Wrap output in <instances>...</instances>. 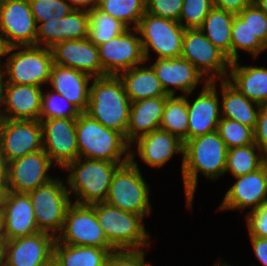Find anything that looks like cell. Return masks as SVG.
<instances>
[{
    "mask_svg": "<svg viewBox=\"0 0 267 266\" xmlns=\"http://www.w3.org/2000/svg\"><path fill=\"white\" fill-rule=\"evenodd\" d=\"M55 241L47 232L3 241L4 266H48L53 262Z\"/></svg>",
    "mask_w": 267,
    "mask_h": 266,
    "instance_id": "cell-15",
    "label": "cell"
},
{
    "mask_svg": "<svg viewBox=\"0 0 267 266\" xmlns=\"http://www.w3.org/2000/svg\"><path fill=\"white\" fill-rule=\"evenodd\" d=\"M92 80L85 113L106 128L121 133L126 139L131 101L121 79L106 75Z\"/></svg>",
    "mask_w": 267,
    "mask_h": 266,
    "instance_id": "cell-2",
    "label": "cell"
},
{
    "mask_svg": "<svg viewBox=\"0 0 267 266\" xmlns=\"http://www.w3.org/2000/svg\"><path fill=\"white\" fill-rule=\"evenodd\" d=\"M133 153L132 150L131 160L120 165L115 171L104 202L120 210L145 216L151 210L150 191L134 161Z\"/></svg>",
    "mask_w": 267,
    "mask_h": 266,
    "instance_id": "cell-6",
    "label": "cell"
},
{
    "mask_svg": "<svg viewBox=\"0 0 267 266\" xmlns=\"http://www.w3.org/2000/svg\"><path fill=\"white\" fill-rule=\"evenodd\" d=\"M235 15L232 12L213 7L199 27V30L204 33L205 37L223 51L230 61L232 24Z\"/></svg>",
    "mask_w": 267,
    "mask_h": 266,
    "instance_id": "cell-32",
    "label": "cell"
},
{
    "mask_svg": "<svg viewBox=\"0 0 267 266\" xmlns=\"http://www.w3.org/2000/svg\"><path fill=\"white\" fill-rule=\"evenodd\" d=\"M131 28L130 26L117 37L98 45L102 77L118 76L121 72L146 62L140 37L135 36Z\"/></svg>",
    "mask_w": 267,
    "mask_h": 266,
    "instance_id": "cell-14",
    "label": "cell"
},
{
    "mask_svg": "<svg viewBox=\"0 0 267 266\" xmlns=\"http://www.w3.org/2000/svg\"><path fill=\"white\" fill-rule=\"evenodd\" d=\"M50 157L40 150L7 163L8 191L28 193L53 178L47 175Z\"/></svg>",
    "mask_w": 267,
    "mask_h": 266,
    "instance_id": "cell-18",
    "label": "cell"
},
{
    "mask_svg": "<svg viewBox=\"0 0 267 266\" xmlns=\"http://www.w3.org/2000/svg\"><path fill=\"white\" fill-rule=\"evenodd\" d=\"M97 8L130 28H137L140 19L146 12V0H99Z\"/></svg>",
    "mask_w": 267,
    "mask_h": 266,
    "instance_id": "cell-36",
    "label": "cell"
},
{
    "mask_svg": "<svg viewBox=\"0 0 267 266\" xmlns=\"http://www.w3.org/2000/svg\"><path fill=\"white\" fill-rule=\"evenodd\" d=\"M80 113L81 112L62 95L56 92H48L47 94L43 92L40 119L77 118Z\"/></svg>",
    "mask_w": 267,
    "mask_h": 266,
    "instance_id": "cell-39",
    "label": "cell"
},
{
    "mask_svg": "<svg viewBox=\"0 0 267 266\" xmlns=\"http://www.w3.org/2000/svg\"><path fill=\"white\" fill-rule=\"evenodd\" d=\"M184 0H146V12L166 19L179 21Z\"/></svg>",
    "mask_w": 267,
    "mask_h": 266,
    "instance_id": "cell-43",
    "label": "cell"
},
{
    "mask_svg": "<svg viewBox=\"0 0 267 266\" xmlns=\"http://www.w3.org/2000/svg\"><path fill=\"white\" fill-rule=\"evenodd\" d=\"M60 181L52 179L28 192L38 230L52 231L50 233L55 237L61 232L67 208L72 203L68 187Z\"/></svg>",
    "mask_w": 267,
    "mask_h": 266,
    "instance_id": "cell-8",
    "label": "cell"
},
{
    "mask_svg": "<svg viewBox=\"0 0 267 266\" xmlns=\"http://www.w3.org/2000/svg\"><path fill=\"white\" fill-rule=\"evenodd\" d=\"M42 126L43 150L64 169L79 158L76 135V118L40 119Z\"/></svg>",
    "mask_w": 267,
    "mask_h": 266,
    "instance_id": "cell-13",
    "label": "cell"
},
{
    "mask_svg": "<svg viewBox=\"0 0 267 266\" xmlns=\"http://www.w3.org/2000/svg\"><path fill=\"white\" fill-rule=\"evenodd\" d=\"M221 93L223 118L238 121L254 130L262 105L249 100L227 79L221 80Z\"/></svg>",
    "mask_w": 267,
    "mask_h": 266,
    "instance_id": "cell-30",
    "label": "cell"
},
{
    "mask_svg": "<svg viewBox=\"0 0 267 266\" xmlns=\"http://www.w3.org/2000/svg\"><path fill=\"white\" fill-rule=\"evenodd\" d=\"M42 94L38 86L5 83L3 104L6 107L0 112V119L39 121Z\"/></svg>",
    "mask_w": 267,
    "mask_h": 266,
    "instance_id": "cell-23",
    "label": "cell"
},
{
    "mask_svg": "<svg viewBox=\"0 0 267 266\" xmlns=\"http://www.w3.org/2000/svg\"><path fill=\"white\" fill-rule=\"evenodd\" d=\"M88 39L96 46L110 41L128 29L121 21L103 13L97 7L88 11Z\"/></svg>",
    "mask_w": 267,
    "mask_h": 266,
    "instance_id": "cell-35",
    "label": "cell"
},
{
    "mask_svg": "<svg viewBox=\"0 0 267 266\" xmlns=\"http://www.w3.org/2000/svg\"><path fill=\"white\" fill-rule=\"evenodd\" d=\"M186 96L170 95L166 99L159 128L177 136L184 143L188 141L189 125Z\"/></svg>",
    "mask_w": 267,
    "mask_h": 266,
    "instance_id": "cell-33",
    "label": "cell"
},
{
    "mask_svg": "<svg viewBox=\"0 0 267 266\" xmlns=\"http://www.w3.org/2000/svg\"><path fill=\"white\" fill-rule=\"evenodd\" d=\"M2 72L3 70L0 68V108H1V105L3 104L4 85H5V79H3L5 75Z\"/></svg>",
    "mask_w": 267,
    "mask_h": 266,
    "instance_id": "cell-51",
    "label": "cell"
},
{
    "mask_svg": "<svg viewBox=\"0 0 267 266\" xmlns=\"http://www.w3.org/2000/svg\"><path fill=\"white\" fill-rule=\"evenodd\" d=\"M36 24L63 18L75 9L66 0H28Z\"/></svg>",
    "mask_w": 267,
    "mask_h": 266,
    "instance_id": "cell-40",
    "label": "cell"
},
{
    "mask_svg": "<svg viewBox=\"0 0 267 266\" xmlns=\"http://www.w3.org/2000/svg\"><path fill=\"white\" fill-rule=\"evenodd\" d=\"M85 160V161H84ZM78 158L64 170H70L67 184L70 191L80 196L77 204L104 202L108 196L112 177L117 168L125 163Z\"/></svg>",
    "mask_w": 267,
    "mask_h": 266,
    "instance_id": "cell-4",
    "label": "cell"
},
{
    "mask_svg": "<svg viewBox=\"0 0 267 266\" xmlns=\"http://www.w3.org/2000/svg\"><path fill=\"white\" fill-rule=\"evenodd\" d=\"M0 143L6 163L42 150L40 121L0 119Z\"/></svg>",
    "mask_w": 267,
    "mask_h": 266,
    "instance_id": "cell-12",
    "label": "cell"
},
{
    "mask_svg": "<svg viewBox=\"0 0 267 266\" xmlns=\"http://www.w3.org/2000/svg\"><path fill=\"white\" fill-rule=\"evenodd\" d=\"M267 48V14L254 2L237 14Z\"/></svg>",
    "mask_w": 267,
    "mask_h": 266,
    "instance_id": "cell-42",
    "label": "cell"
},
{
    "mask_svg": "<svg viewBox=\"0 0 267 266\" xmlns=\"http://www.w3.org/2000/svg\"><path fill=\"white\" fill-rule=\"evenodd\" d=\"M134 142H137L141 159L152 167H161L177 152L184 155V142L161 129L145 134Z\"/></svg>",
    "mask_w": 267,
    "mask_h": 266,
    "instance_id": "cell-27",
    "label": "cell"
},
{
    "mask_svg": "<svg viewBox=\"0 0 267 266\" xmlns=\"http://www.w3.org/2000/svg\"><path fill=\"white\" fill-rule=\"evenodd\" d=\"M90 205L95 210L108 243L115 250H142L150 245L149 235L142 225L144 216L120 210L106 202Z\"/></svg>",
    "mask_w": 267,
    "mask_h": 266,
    "instance_id": "cell-5",
    "label": "cell"
},
{
    "mask_svg": "<svg viewBox=\"0 0 267 266\" xmlns=\"http://www.w3.org/2000/svg\"><path fill=\"white\" fill-rule=\"evenodd\" d=\"M0 266H4V245H3V241L0 242Z\"/></svg>",
    "mask_w": 267,
    "mask_h": 266,
    "instance_id": "cell-55",
    "label": "cell"
},
{
    "mask_svg": "<svg viewBox=\"0 0 267 266\" xmlns=\"http://www.w3.org/2000/svg\"><path fill=\"white\" fill-rule=\"evenodd\" d=\"M252 2L253 0H213V5L237 15Z\"/></svg>",
    "mask_w": 267,
    "mask_h": 266,
    "instance_id": "cell-47",
    "label": "cell"
},
{
    "mask_svg": "<svg viewBox=\"0 0 267 266\" xmlns=\"http://www.w3.org/2000/svg\"><path fill=\"white\" fill-rule=\"evenodd\" d=\"M215 83L206 79L203 90L194 102L187 100L188 140L217 131L222 115Z\"/></svg>",
    "mask_w": 267,
    "mask_h": 266,
    "instance_id": "cell-21",
    "label": "cell"
},
{
    "mask_svg": "<svg viewBox=\"0 0 267 266\" xmlns=\"http://www.w3.org/2000/svg\"><path fill=\"white\" fill-rule=\"evenodd\" d=\"M48 266H57L54 262H52L51 264H49Z\"/></svg>",
    "mask_w": 267,
    "mask_h": 266,
    "instance_id": "cell-59",
    "label": "cell"
},
{
    "mask_svg": "<svg viewBox=\"0 0 267 266\" xmlns=\"http://www.w3.org/2000/svg\"><path fill=\"white\" fill-rule=\"evenodd\" d=\"M20 46L10 47L9 58L4 64L6 66L4 75L8 78L5 83L25 84L41 87L49 83L51 69L54 64L50 48L40 46H24L23 50L15 51Z\"/></svg>",
    "mask_w": 267,
    "mask_h": 266,
    "instance_id": "cell-7",
    "label": "cell"
},
{
    "mask_svg": "<svg viewBox=\"0 0 267 266\" xmlns=\"http://www.w3.org/2000/svg\"><path fill=\"white\" fill-rule=\"evenodd\" d=\"M56 240L75 246L113 248L98 222L94 208L89 204L69 205L62 230L56 236Z\"/></svg>",
    "mask_w": 267,
    "mask_h": 266,
    "instance_id": "cell-10",
    "label": "cell"
},
{
    "mask_svg": "<svg viewBox=\"0 0 267 266\" xmlns=\"http://www.w3.org/2000/svg\"><path fill=\"white\" fill-rule=\"evenodd\" d=\"M256 257L267 266V238L259 236H250Z\"/></svg>",
    "mask_w": 267,
    "mask_h": 266,
    "instance_id": "cell-48",
    "label": "cell"
},
{
    "mask_svg": "<svg viewBox=\"0 0 267 266\" xmlns=\"http://www.w3.org/2000/svg\"><path fill=\"white\" fill-rule=\"evenodd\" d=\"M217 132L226 144L227 149L254 143L253 129L235 120L221 117Z\"/></svg>",
    "mask_w": 267,
    "mask_h": 266,
    "instance_id": "cell-38",
    "label": "cell"
},
{
    "mask_svg": "<svg viewBox=\"0 0 267 266\" xmlns=\"http://www.w3.org/2000/svg\"><path fill=\"white\" fill-rule=\"evenodd\" d=\"M143 250H115L112 251L105 263V266H151L144 260Z\"/></svg>",
    "mask_w": 267,
    "mask_h": 266,
    "instance_id": "cell-44",
    "label": "cell"
},
{
    "mask_svg": "<svg viewBox=\"0 0 267 266\" xmlns=\"http://www.w3.org/2000/svg\"><path fill=\"white\" fill-rule=\"evenodd\" d=\"M79 158L127 163L131 160L130 144L125 137L103 126L85 112L76 118ZM124 157L122 158L123 154ZM122 158V159H121Z\"/></svg>",
    "mask_w": 267,
    "mask_h": 266,
    "instance_id": "cell-3",
    "label": "cell"
},
{
    "mask_svg": "<svg viewBox=\"0 0 267 266\" xmlns=\"http://www.w3.org/2000/svg\"><path fill=\"white\" fill-rule=\"evenodd\" d=\"M169 96L147 98L131 102L126 140L131 145L139 137L158 130L165 102Z\"/></svg>",
    "mask_w": 267,
    "mask_h": 266,
    "instance_id": "cell-26",
    "label": "cell"
},
{
    "mask_svg": "<svg viewBox=\"0 0 267 266\" xmlns=\"http://www.w3.org/2000/svg\"><path fill=\"white\" fill-rule=\"evenodd\" d=\"M238 49L245 50L253 57H257L267 48L258 40L256 35H253L248 25L238 15H235L231 35V62L238 60Z\"/></svg>",
    "mask_w": 267,
    "mask_h": 266,
    "instance_id": "cell-37",
    "label": "cell"
},
{
    "mask_svg": "<svg viewBox=\"0 0 267 266\" xmlns=\"http://www.w3.org/2000/svg\"><path fill=\"white\" fill-rule=\"evenodd\" d=\"M112 251H115V249L68 245L56 240L53 262L57 266H105L106 260Z\"/></svg>",
    "mask_w": 267,
    "mask_h": 266,
    "instance_id": "cell-31",
    "label": "cell"
},
{
    "mask_svg": "<svg viewBox=\"0 0 267 266\" xmlns=\"http://www.w3.org/2000/svg\"><path fill=\"white\" fill-rule=\"evenodd\" d=\"M91 79L93 77L77 69L53 64L49 82L54 92L62 95L82 113L88 107V84Z\"/></svg>",
    "mask_w": 267,
    "mask_h": 266,
    "instance_id": "cell-25",
    "label": "cell"
},
{
    "mask_svg": "<svg viewBox=\"0 0 267 266\" xmlns=\"http://www.w3.org/2000/svg\"><path fill=\"white\" fill-rule=\"evenodd\" d=\"M215 266H217V265H215ZM218 266H230L229 264L227 265V263H222V265H221V263L220 264H218Z\"/></svg>",
    "mask_w": 267,
    "mask_h": 266,
    "instance_id": "cell-58",
    "label": "cell"
},
{
    "mask_svg": "<svg viewBox=\"0 0 267 266\" xmlns=\"http://www.w3.org/2000/svg\"><path fill=\"white\" fill-rule=\"evenodd\" d=\"M213 7V0H184L178 22L185 29L199 28Z\"/></svg>",
    "mask_w": 267,
    "mask_h": 266,
    "instance_id": "cell-41",
    "label": "cell"
},
{
    "mask_svg": "<svg viewBox=\"0 0 267 266\" xmlns=\"http://www.w3.org/2000/svg\"><path fill=\"white\" fill-rule=\"evenodd\" d=\"M8 192V182H0V200Z\"/></svg>",
    "mask_w": 267,
    "mask_h": 266,
    "instance_id": "cell-54",
    "label": "cell"
},
{
    "mask_svg": "<svg viewBox=\"0 0 267 266\" xmlns=\"http://www.w3.org/2000/svg\"><path fill=\"white\" fill-rule=\"evenodd\" d=\"M67 1L74 4V5H72V7L75 10L81 9V10H87V11L96 8L98 6V2H99V0H67ZM89 5H91V6H89Z\"/></svg>",
    "mask_w": 267,
    "mask_h": 266,
    "instance_id": "cell-49",
    "label": "cell"
},
{
    "mask_svg": "<svg viewBox=\"0 0 267 266\" xmlns=\"http://www.w3.org/2000/svg\"><path fill=\"white\" fill-rule=\"evenodd\" d=\"M231 62L227 79L244 96L261 105H267V68L265 66H239Z\"/></svg>",
    "mask_w": 267,
    "mask_h": 266,
    "instance_id": "cell-28",
    "label": "cell"
},
{
    "mask_svg": "<svg viewBox=\"0 0 267 266\" xmlns=\"http://www.w3.org/2000/svg\"><path fill=\"white\" fill-rule=\"evenodd\" d=\"M0 32L10 47L36 45L37 24L28 0L0 2Z\"/></svg>",
    "mask_w": 267,
    "mask_h": 266,
    "instance_id": "cell-16",
    "label": "cell"
},
{
    "mask_svg": "<svg viewBox=\"0 0 267 266\" xmlns=\"http://www.w3.org/2000/svg\"><path fill=\"white\" fill-rule=\"evenodd\" d=\"M253 2L267 14V0H253Z\"/></svg>",
    "mask_w": 267,
    "mask_h": 266,
    "instance_id": "cell-53",
    "label": "cell"
},
{
    "mask_svg": "<svg viewBox=\"0 0 267 266\" xmlns=\"http://www.w3.org/2000/svg\"><path fill=\"white\" fill-rule=\"evenodd\" d=\"M88 31V11L74 10L63 18L40 22L37 25L36 46L43 44L44 47L51 49L63 40L88 38Z\"/></svg>",
    "mask_w": 267,
    "mask_h": 266,
    "instance_id": "cell-22",
    "label": "cell"
},
{
    "mask_svg": "<svg viewBox=\"0 0 267 266\" xmlns=\"http://www.w3.org/2000/svg\"><path fill=\"white\" fill-rule=\"evenodd\" d=\"M259 153L256 155V149ZM267 161L259 147L253 143L243 147L228 149L226 172L230 171L234 177L256 171Z\"/></svg>",
    "mask_w": 267,
    "mask_h": 266,
    "instance_id": "cell-34",
    "label": "cell"
},
{
    "mask_svg": "<svg viewBox=\"0 0 267 266\" xmlns=\"http://www.w3.org/2000/svg\"><path fill=\"white\" fill-rule=\"evenodd\" d=\"M131 102L168 95L151 66L137 65L118 75Z\"/></svg>",
    "mask_w": 267,
    "mask_h": 266,
    "instance_id": "cell-29",
    "label": "cell"
},
{
    "mask_svg": "<svg viewBox=\"0 0 267 266\" xmlns=\"http://www.w3.org/2000/svg\"><path fill=\"white\" fill-rule=\"evenodd\" d=\"M3 241L40 232L28 193L8 191L0 200Z\"/></svg>",
    "mask_w": 267,
    "mask_h": 266,
    "instance_id": "cell-17",
    "label": "cell"
},
{
    "mask_svg": "<svg viewBox=\"0 0 267 266\" xmlns=\"http://www.w3.org/2000/svg\"><path fill=\"white\" fill-rule=\"evenodd\" d=\"M254 143L260 151L267 156V105H262L255 126Z\"/></svg>",
    "mask_w": 267,
    "mask_h": 266,
    "instance_id": "cell-46",
    "label": "cell"
},
{
    "mask_svg": "<svg viewBox=\"0 0 267 266\" xmlns=\"http://www.w3.org/2000/svg\"><path fill=\"white\" fill-rule=\"evenodd\" d=\"M134 30L141 34L146 61L150 47L158 54L157 59L181 57L185 28L179 22L145 12Z\"/></svg>",
    "mask_w": 267,
    "mask_h": 266,
    "instance_id": "cell-9",
    "label": "cell"
},
{
    "mask_svg": "<svg viewBox=\"0 0 267 266\" xmlns=\"http://www.w3.org/2000/svg\"><path fill=\"white\" fill-rule=\"evenodd\" d=\"M151 67L168 95H175V87L190 95L203 78L195 66L183 57L157 59Z\"/></svg>",
    "mask_w": 267,
    "mask_h": 266,
    "instance_id": "cell-24",
    "label": "cell"
},
{
    "mask_svg": "<svg viewBox=\"0 0 267 266\" xmlns=\"http://www.w3.org/2000/svg\"><path fill=\"white\" fill-rule=\"evenodd\" d=\"M1 241H3V239H2L1 208H0V242Z\"/></svg>",
    "mask_w": 267,
    "mask_h": 266,
    "instance_id": "cell-56",
    "label": "cell"
},
{
    "mask_svg": "<svg viewBox=\"0 0 267 266\" xmlns=\"http://www.w3.org/2000/svg\"><path fill=\"white\" fill-rule=\"evenodd\" d=\"M0 163H6L2 157L1 143H0Z\"/></svg>",
    "mask_w": 267,
    "mask_h": 266,
    "instance_id": "cell-57",
    "label": "cell"
},
{
    "mask_svg": "<svg viewBox=\"0 0 267 266\" xmlns=\"http://www.w3.org/2000/svg\"><path fill=\"white\" fill-rule=\"evenodd\" d=\"M10 49V46L8 45L6 39L4 38V35L0 32V59L2 56L7 55L8 51ZM0 64V68H1Z\"/></svg>",
    "mask_w": 267,
    "mask_h": 266,
    "instance_id": "cell-50",
    "label": "cell"
},
{
    "mask_svg": "<svg viewBox=\"0 0 267 266\" xmlns=\"http://www.w3.org/2000/svg\"><path fill=\"white\" fill-rule=\"evenodd\" d=\"M246 220L250 236L267 238V202L258 209L250 211Z\"/></svg>",
    "mask_w": 267,
    "mask_h": 266,
    "instance_id": "cell-45",
    "label": "cell"
},
{
    "mask_svg": "<svg viewBox=\"0 0 267 266\" xmlns=\"http://www.w3.org/2000/svg\"><path fill=\"white\" fill-rule=\"evenodd\" d=\"M181 57L191 62L204 75H210L208 81L227 77V67L231 66L228 56L213 45L199 28L185 29ZM227 65V67H226Z\"/></svg>",
    "mask_w": 267,
    "mask_h": 266,
    "instance_id": "cell-11",
    "label": "cell"
},
{
    "mask_svg": "<svg viewBox=\"0 0 267 266\" xmlns=\"http://www.w3.org/2000/svg\"><path fill=\"white\" fill-rule=\"evenodd\" d=\"M0 182H8L7 163H0Z\"/></svg>",
    "mask_w": 267,
    "mask_h": 266,
    "instance_id": "cell-52",
    "label": "cell"
},
{
    "mask_svg": "<svg viewBox=\"0 0 267 266\" xmlns=\"http://www.w3.org/2000/svg\"><path fill=\"white\" fill-rule=\"evenodd\" d=\"M227 152L226 144L217 131L192 138L184 143L182 176L188 207L192 208L198 172L212 179L225 174Z\"/></svg>",
    "mask_w": 267,
    "mask_h": 266,
    "instance_id": "cell-1",
    "label": "cell"
},
{
    "mask_svg": "<svg viewBox=\"0 0 267 266\" xmlns=\"http://www.w3.org/2000/svg\"><path fill=\"white\" fill-rule=\"evenodd\" d=\"M54 64L77 69L93 78L102 77L98 46L88 38L63 40L52 48Z\"/></svg>",
    "mask_w": 267,
    "mask_h": 266,
    "instance_id": "cell-20",
    "label": "cell"
},
{
    "mask_svg": "<svg viewBox=\"0 0 267 266\" xmlns=\"http://www.w3.org/2000/svg\"><path fill=\"white\" fill-rule=\"evenodd\" d=\"M235 178L237 181L225 194L220 210L252 206L254 211L267 202V161L256 171Z\"/></svg>",
    "mask_w": 267,
    "mask_h": 266,
    "instance_id": "cell-19",
    "label": "cell"
}]
</instances>
